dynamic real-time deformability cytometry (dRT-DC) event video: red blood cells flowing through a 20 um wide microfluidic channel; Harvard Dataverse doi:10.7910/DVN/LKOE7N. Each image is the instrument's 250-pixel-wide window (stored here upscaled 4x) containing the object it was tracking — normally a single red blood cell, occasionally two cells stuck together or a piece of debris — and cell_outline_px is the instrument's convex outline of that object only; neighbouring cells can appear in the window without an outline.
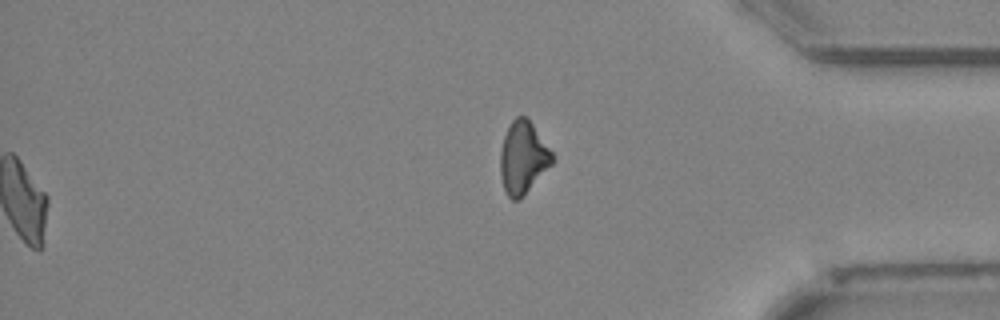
{"species": "Egyptian fruit bat (a non-hibernating species)", "species_latin": "Rousettus aegyptiacus", "temperature_condition": "cold", "stored_images_in_passage": 51, "segment_of_instrument_passage": [2, 2], "camera_frame_rate_fps": 3000, "um_per_image_px": 0.085, "animal": {"sex": "female"}, "frame": {"image": 1, "passage_image": 51, "time_ms": 16.667, "image_size_px": [1000, 320], "cell_outline_px": [[556, 156], [552, 164], [520, 200], [512, 200], [508, 196], [504, 188], [500, 176], [500, 152], [504, 136], [512, 120], [516, 116], [528, 116]], "centroid_in_image_um": [44.48, 13.38], "position_along_channel_um": 390.7, "area_um2": 22.25}}